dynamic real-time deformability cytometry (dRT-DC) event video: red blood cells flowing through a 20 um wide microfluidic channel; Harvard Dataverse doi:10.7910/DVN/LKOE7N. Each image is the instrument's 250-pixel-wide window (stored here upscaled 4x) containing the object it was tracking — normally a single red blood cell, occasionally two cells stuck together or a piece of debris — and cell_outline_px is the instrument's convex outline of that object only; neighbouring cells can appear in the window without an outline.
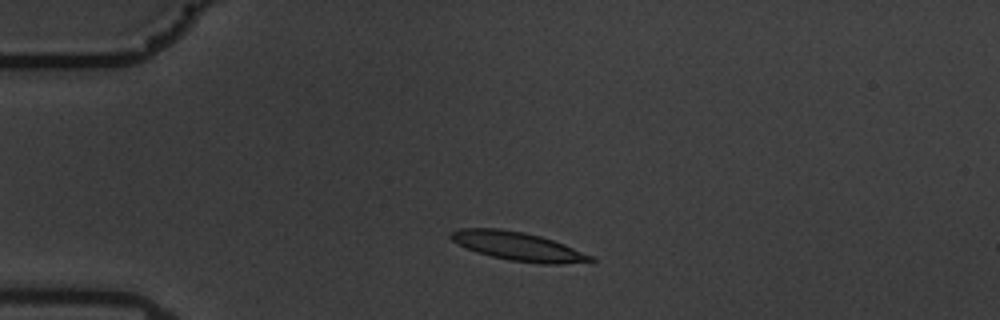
{"species": "common noctule bat (a hibernating species)", "species_latin": "Nyctalus noctula", "temperature_condition": "warm", "stored_images_in_passage": 45, "camera_frame_rate_fps": 3000, "um_per_image_px": 0.085, "animal": {"sex": "male", "body_mass_g": 19.5, "forearm_length_mm": 54.6}, "frame": {"image": 1, "passage_image": 1, "time_ms": 0.0, "image_size_px": [1000, 320], "cell_outline_px": [[596, 260], [560, 264], [540, 264], [508, 260], [476, 252], [452, 240], [448, 236], [452, 232], [460, 228], [500, 228], [524, 232], [540, 236], [564, 244], [592, 256]], "centroid_in_image_um": [44.01, 20.93], "position_along_channel_um": 41.0, "area_um2": 23.06}}
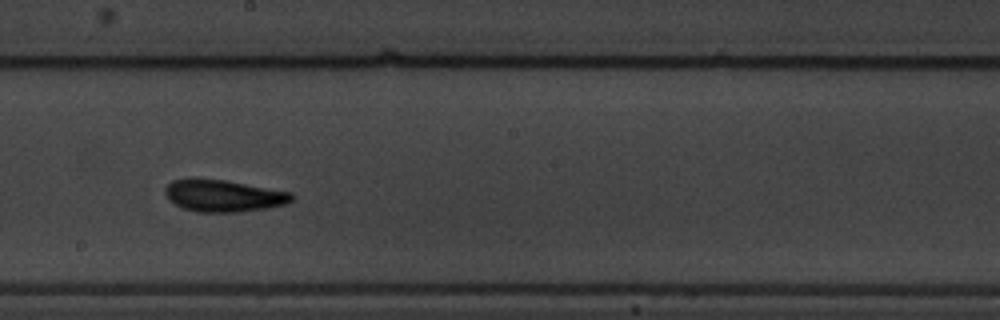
{"frame": {"image": 2, "passage_image": 20, "time_ms": 6.333, "image_size_px": [1000, 320], "cell_outline_px": [[296, 196], [288, 204], [268, 208], [240, 212], [196, 212], [180, 208], [168, 200], [164, 192], [164, 188], [172, 180], [192, 176], [196, 176], [224, 180], [292, 192]], "centroid_in_image_um": [18.95, 16.62], "position_along_channel_um": 229.3, "area_um2": 24.39}}
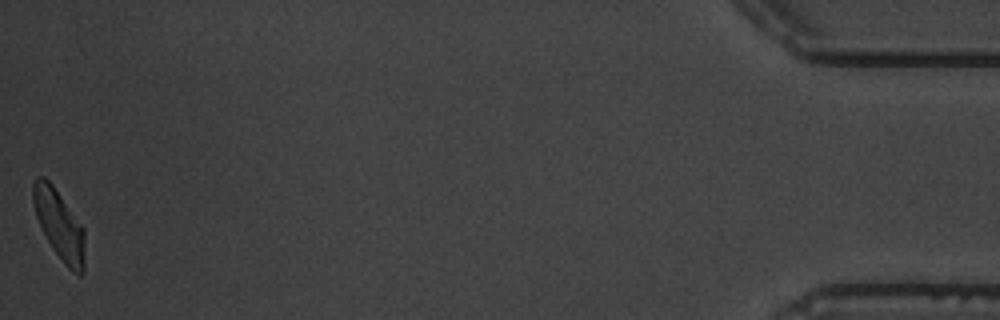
{"frame": {"image": 3, "passage_image": 45, "time_ms": 14.667, "image_size_px": [1000, 320], "cell_outline_px": [[84, 272], [80, 276], [72, 272], [64, 264], [52, 248], [36, 216], [32, 200], [32, 184], [36, 176], [44, 176], [52, 184], [84, 228]], "centroid_in_image_um": [5.03, 19.1], "position_along_channel_um": 430.2, "area_um2": 20.87}, "authors_computed_cell_mechanics": {"area_um2": 22.5998, "velocity_mm_per_s": 3.4858, "shape_relaxation_time_tau1_ms": 3.9181, "shape_relaxation_time_tau2_ms": 3.5084, "deformation_change_tau1": 0.159, "deformation_change_tau2": 0.1272}}